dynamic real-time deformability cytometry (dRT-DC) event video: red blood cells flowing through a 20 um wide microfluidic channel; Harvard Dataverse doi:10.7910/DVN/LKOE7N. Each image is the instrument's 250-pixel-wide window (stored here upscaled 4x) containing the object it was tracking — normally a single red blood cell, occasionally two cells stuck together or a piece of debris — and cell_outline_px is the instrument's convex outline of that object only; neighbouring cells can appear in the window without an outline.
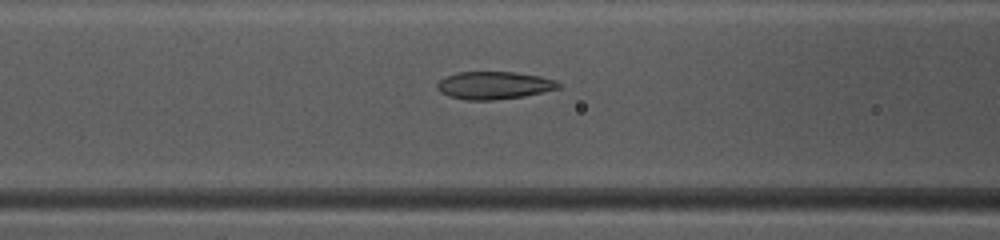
{"species": "common noctule bat (a hibernating species)", "species_latin": "Nyctalus noctula", "temperature_condition": "warm", "stored_images_in_passage": 34, "camera_frame_rate_fps": 3000, "um_per_image_px": 0.085, "animal": {"sex": "female", "body_mass_g": 10.0, "forearm_length_mm": 53.1}, "frame": {"image": 1, "passage_image": 10, "time_ms": 3.0, "image_size_px": [1000, 240], "cell_outline_px": [[560, 88], [544, 92], [524, 96], [492, 100], [468, 100], [448, 96], [440, 92], [436, 88], [436, 84], [444, 76], [456, 72], [516, 72], [540, 76], [556, 80], [560, 84]], "centroid_in_image_um": [41.98, 7.25], "position_along_channel_um": 124.6, "area_um2": 19.71}}
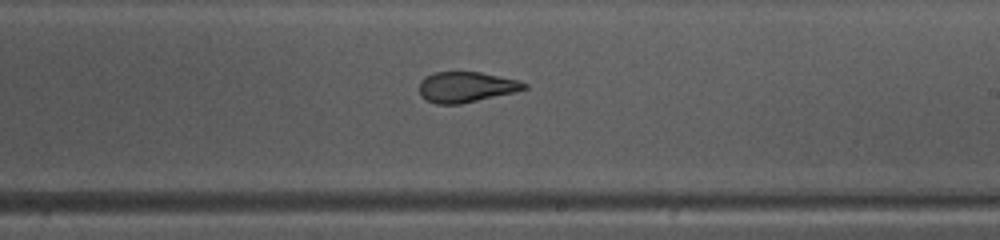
{"frame": {"image": 2, "passage_image": 19, "time_ms": 6.0, "image_size_px": [1000, 240], "cell_outline_px": [[528, 88], [516, 92], [460, 104], [436, 104], [420, 96], [420, 80], [424, 76], [436, 72], [480, 72], [520, 80], [528, 84]], "centroid_in_image_um": [39.65, 7.39], "position_along_channel_um": 249.4, "area_um2": 18.79}}
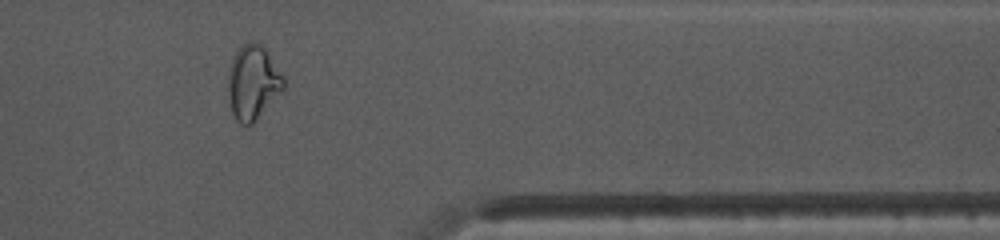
{"frame": {"image": 3, "passage_image": 30, "time_ms": 9.667, "image_size_px": [1000, 240], "cell_outline_px": [[284, 88], [256, 120], [248, 128], [240, 124], [236, 120], [232, 112], [228, 100], [228, 72], [232, 60], [236, 52], [244, 44], [252, 40], [260, 44], [268, 52], [284, 76]], "centroid_in_image_um": [21.48, 7.03], "position_along_channel_um": 389.9, "area_um2": 24.1}, "authors_computed_cell_mechanics": {"area_um2": 19.8832, "velocity_mm_per_s": 4.1474, "shape_relaxation_time_tau1_ms": 8.9176, "shape_relaxation_time_tau2_ms": 1.2783, "deformation_change_tau1": 0.2305, "deformation_change_tau2": 0.0879}}